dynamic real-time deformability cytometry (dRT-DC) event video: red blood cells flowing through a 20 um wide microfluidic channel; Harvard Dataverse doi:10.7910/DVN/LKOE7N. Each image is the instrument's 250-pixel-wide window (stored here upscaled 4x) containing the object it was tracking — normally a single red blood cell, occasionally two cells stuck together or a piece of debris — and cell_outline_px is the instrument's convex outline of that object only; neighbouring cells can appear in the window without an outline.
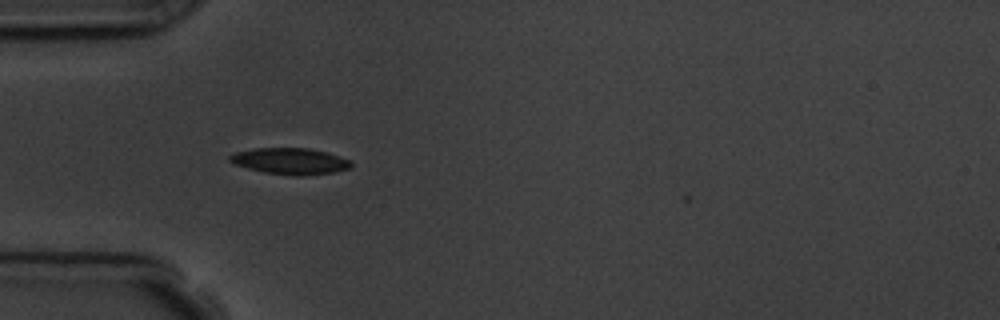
{"species": "common noctule bat (a hibernating species)", "species_latin": "Nyctalus noctula", "temperature_condition": "room temperature", "stored_images_in_passage": 5, "camera_frame_rate_fps": 3000, "um_per_image_px": 0.085, "animal": {"sex": "male", "body_mass_g": 19.5, "forearm_length_mm": 54.6}, "frame": {"image": 1, "passage_image": 1, "time_ms": 0.0, "image_size_px": [1000, 320], "cell_outline_px": [[352, 168], [332, 172], [304, 176], [296, 176], [264, 172], [248, 168], [236, 164], [228, 160], [228, 156], [236, 152], [256, 148], [308, 148], [340, 156], [352, 160]], "centroid_in_image_um": [24.69, 13.7], "position_along_channel_um": 60.3, "area_um2": 18.55}}